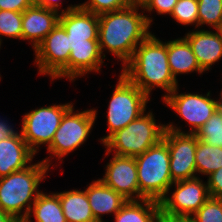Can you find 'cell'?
I'll use <instances>...</instances> for the list:
<instances>
[{
    "label": "cell",
    "instance_id": "obj_26",
    "mask_svg": "<svg viewBox=\"0 0 222 222\" xmlns=\"http://www.w3.org/2000/svg\"><path fill=\"white\" fill-rule=\"evenodd\" d=\"M195 134L204 143L222 147V114L216 110Z\"/></svg>",
    "mask_w": 222,
    "mask_h": 222
},
{
    "label": "cell",
    "instance_id": "obj_32",
    "mask_svg": "<svg viewBox=\"0 0 222 222\" xmlns=\"http://www.w3.org/2000/svg\"><path fill=\"white\" fill-rule=\"evenodd\" d=\"M207 180L209 196L222 199V167L211 173Z\"/></svg>",
    "mask_w": 222,
    "mask_h": 222
},
{
    "label": "cell",
    "instance_id": "obj_16",
    "mask_svg": "<svg viewBox=\"0 0 222 222\" xmlns=\"http://www.w3.org/2000/svg\"><path fill=\"white\" fill-rule=\"evenodd\" d=\"M184 38L188 41L196 60L203 71L210 67L222 57V39L217 30L208 31L199 29L188 32Z\"/></svg>",
    "mask_w": 222,
    "mask_h": 222
},
{
    "label": "cell",
    "instance_id": "obj_29",
    "mask_svg": "<svg viewBox=\"0 0 222 222\" xmlns=\"http://www.w3.org/2000/svg\"><path fill=\"white\" fill-rule=\"evenodd\" d=\"M190 219L194 222H222V199L209 197Z\"/></svg>",
    "mask_w": 222,
    "mask_h": 222
},
{
    "label": "cell",
    "instance_id": "obj_28",
    "mask_svg": "<svg viewBox=\"0 0 222 222\" xmlns=\"http://www.w3.org/2000/svg\"><path fill=\"white\" fill-rule=\"evenodd\" d=\"M170 15L179 24L195 23V27L198 28V0H178Z\"/></svg>",
    "mask_w": 222,
    "mask_h": 222
},
{
    "label": "cell",
    "instance_id": "obj_20",
    "mask_svg": "<svg viewBox=\"0 0 222 222\" xmlns=\"http://www.w3.org/2000/svg\"><path fill=\"white\" fill-rule=\"evenodd\" d=\"M167 55L169 68L175 80H177L176 76L178 74H187L194 71L202 74L204 72L184 37L167 42Z\"/></svg>",
    "mask_w": 222,
    "mask_h": 222
},
{
    "label": "cell",
    "instance_id": "obj_17",
    "mask_svg": "<svg viewBox=\"0 0 222 222\" xmlns=\"http://www.w3.org/2000/svg\"><path fill=\"white\" fill-rule=\"evenodd\" d=\"M35 153L29 148L21 133L0 141V178L27 168Z\"/></svg>",
    "mask_w": 222,
    "mask_h": 222
},
{
    "label": "cell",
    "instance_id": "obj_18",
    "mask_svg": "<svg viewBox=\"0 0 222 222\" xmlns=\"http://www.w3.org/2000/svg\"><path fill=\"white\" fill-rule=\"evenodd\" d=\"M85 190L96 222H104L101 215H115L128 201L100 179L93 181Z\"/></svg>",
    "mask_w": 222,
    "mask_h": 222
},
{
    "label": "cell",
    "instance_id": "obj_19",
    "mask_svg": "<svg viewBox=\"0 0 222 222\" xmlns=\"http://www.w3.org/2000/svg\"><path fill=\"white\" fill-rule=\"evenodd\" d=\"M103 56L99 45L73 46L69 55V80L75 81L89 72H100Z\"/></svg>",
    "mask_w": 222,
    "mask_h": 222
},
{
    "label": "cell",
    "instance_id": "obj_8",
    "mask_svg": "<svg viewBox=\"0 0 222 222\" xmlns=\"http://www.w3.org/2000/svg\"><path fill=\"white\" fill-rule=\"evenodd\" d=\"M72 105V103L53 104L36 108L22 117L20 133L35 154L38 153L40 145L46 144L48 147L51 144L63 115Z\"/></svg>",
    "mask_w": 222,
    "mask_h": 222
},
{
    "label": "cell",
    "instance_id": "obj_21",
    "mask_svg": "<svg viewBox=\"0 0 222 222\" xmlns=\"http://www.w3.org/2000/svg\"><path fill=\"white\" fill-rule=\"evenodd\" d=\"M67 222H96L85 191L57 193Z\"/></svg>",
    "mask_w": 222,
    "mask_h": 222
},
{
    "label": "cell",
    "instance_id": "obj_9",
    "mask_svg": "<svg viewBox=\"0 0 222 222\" xmlns=\"http://www.w3.org/2000/svg\"><path fill=\"white\" fill-rule=\"evenodd\" d=\"M69 36L58 23L35 49V63L40 75H49L52 80L69 79Z\"/></svg>",
    "mask_w": 222,
    "mask_h": 222
},
{
    "label": "cell",
    "instance_id": "obj_6",
    "mask_svg": "<svg viewBox=\"0 0 222 222\" xmlns=\"http://www.w3.org/2000/svg\"><path fill=\"white\" fill-rule=\"evenodd\" d=\"M149 97L120 73L118 84L112 93L107 112V136L100 138L102 144L116 131L125 128L146 111Z\"/></svg>",
    "mask_w": 222,
    "mask_h": 222
},
{
    "label": "cell",
    "instance_id": "obj_14",
    "mask_svg": "<svg viewBox=\"0 0 222 222\" xmlns=\"http://www.w3.org/2000/svg\"><path fill=\"white\" fill-rule=\"evenodd\" d=\"M59 24L69 36V47L80 45H99V15L77 8L60 13Z\"/></svg>",
    "mask_w": 222,
    "mask_h": 222
},
{
    "label": "cell",
    "instance_id": "obj_2",
    "mask_svg": "<svg viewBox=\"0 0 222 222\" xmlns=\"http://www.w3.org/2000/svg\"><path fill=\"white\" fill-rule=\"evenodd\" d=\"M121 72L148 97L155 87L166 92L162 98L178 87V80L174 79L169 68L167 42H162L152 33L136 47Z\"/></svg>",
    "mask_w": 222,
    "mask_h": 222
},
{
    "label": "cell",
    "instance_id": "obj_31",
    "mask_svg": "<svg viewBox=\"0 0 222 222\" xmlns=\"http://www.w3.org/2000/svg\"><path fill=\"white\" fill-rule=\"evenodd\" d=\"M178 0H147L142 5V10L151 12L156 10L158 15L171 14Z\"/></svg>",
    "mask_w": 222,
    "mask_h": 222
},
{
    "label": "cell",
    "instance_id": "obj_40",
    "mask_svg": "<svg viewBox=\"0 0 222 222\" xmlns=\"http://www.w3.org/2000/svg\"><path fill=\"white\" fill-rule=\"evenodd\" d=\"M216 30L219 32L221 39H222V23Z\"/></svg>",
    "mask_w": 222,
    "mask_h": 222
},
{
    "label": "cell",
    "instance_id": "obj_24",
    "mask_svg": "<svg viewBox=\"0 0 222 222\" xmlns=\"http://www.w3.org/2000/svg\"><path fill=\"white\" fill-rule=\"evenodd\" d=\"M195 164L197 173L206 176L222 167V147L213 146L198 140Z\"/></svg>",
    "mask_w": 222,
    "mask_h": 222
},
{
    "label": "cell",
    "instance_id": "obj_10",
    "mask_svg": "<svg viewBox=\"0 0 222 222\" xmlns=\"http://www.w3.org/2000/svg\"><path fill=\"white\" fill-rule=\"evenodd\" d=\"M163 139L170 152V174L172 181L196 178L195 153L198 143L196 134L185 133L173 123L165 125ZM196 173V174H195Z\"/></svg>",
    "mask_w": 222,
    "mask_h": 222
},
{
    "label": "cell",
    "instance_id": "obj_3",
    "mask_svg": "<svg viewBox=\"0 0 222 222\" xmlns=\"http://www.w3.org/2000/svg\"><path fill=\"white\" fill-rule=\"evenodd\" d=\"M50 161L49 157L45 158L23 170L0 178V208L18 222L26 219L41 192L38 186L46 179Z\"/></svg>",
    "mask_w": 222,
    "mask_h": 222
},
{
    "label": "cell",
    "instance_id": "obj_13",
    "mask_svg": "<svg viewBox=\"0 0 222 222\" xmlns=\"http://www.w3.org/2000/svg\"><path fill=\"white\" fill-rule=\"evenodd\" d=\"M102 180L126 200H139L137 166L134 157L113 155Z\"/></svg>",
    "mask_w": 222,
    "mask_h": 222
},
{
    "label": "cell",
    "instance_id": "obj_23",
    "mask_svg": "<svg viewBox=\"0 0 222 222\" xmlns=\"http://www.w3.org/2000/svg\"><path fill=\"white\" fill-rule=\"evenodd\" d=\"M32 213L36 222H67L57 193L41 191L23 222H32Z\"/></svg>",
    "mask_w": 222,
    "mask_h": 222
},
{
    "label": "cell",
    "instance_id": "obj_38",
    "mask_svg": "<svg viewBox=\"0 0 222 222\" xmlns=\"http://www.w3.org/2000/svg\"><path fill=\"white\" fill-rule=\"evenodd\" d=\"M220 100L218 99V100H216V110L220 113V114H222V93L220 94Z\"/></svg>",
    "mask_w": 222,
    "mask_h": 222
},
{
    "label": "cell",
    "instance_id": "obj_11",
    "mask_svg": "<svg viewBox=\"0 0 222 222\" xmlns=\"http://www.w3.org/2000/svg\"><path fill=\"white\" fill-rule=\"evenodd\" d=\"M174 184V185H173ZM176 189L160 201L162 215L174 218H190L210 197L207 184L200 177L174 182Z\"/></svg>",
    "mask_w": 222,
    "mask_h": 222
},
{
    "label": "cell",
    "instance_id": "obj_4",
    "mask_svg": "<svg viewBox=\"0 0 222 222\" xmlns=\"http://www.w3.org/2000/svg\"><path fill=\"white\" fill-rule=\"evenodd\" d=\"M135 158L139 185V200L151 199L160 202L168 195L174 183L170 174V152L162 139Z\"/></svg>",
    "mask_w": 222,
    "mask_h": 222
},
{
    "label": "cell",
    "instance_id": "obj_7",
    "mask_svg": "<svg viewBox=\"0 0 222 222\" xmlns=\"http://www.w3.org/2000/svg\"><path fill=\"white\" fill-rule=\"evenodd\" d=\"M72 105L63 115L60 126L54 134L48 153L58 160L76 150L88 139L97 118L96 109L75 113Z\"/></svg>",
    "mask_w": 222,
    "mask_h": 222
},
{
    "label": "cell",
    "instance_id": "obj_5",
    "mask_svg": "<svg viewBox=\"0 0 222 222\" xmlns=\"http://www.w3.org/2000/svg\"><path fill=\"white\" fill-rule=\"evenodd\" d=\"M155 120L152 112H144L125 128L116 131L103 143L105 155L114 151L115 155L136 157L159 143L166 127L161 123L156 124Z\"/></svg>",
    "mask_w": 222,
    "mask_h": 222
},
{
    "label": "cell",
    "instance_id": "obj_25",
    "mask_svg": "<svg viewBox=\"0 0 222 222\" xmlns=\"http://www.w3.org/2000/svg\"><path fill=\"white\" fill-rule=\"evenodd\" d=\"M198 23L216 30L222 23V0H198Z\"/></svg>",
    "mask_w": 222,
    "mask_h": 222
},
{
    "label": "cell",
    "instance_id": "obj_15",
    "mask_svg": "<svg viewBox=\"0 0 222 222\" xmlns=\"http://www.w3.org/2000/svg\"><path fill=\"white\" fill-rule=\"evenodd\" d=\"M60 13L35 4L22 12V40H30L33 50L59 23Z\"/></svg>",
    "mask_w": 222,
    "mask_h": 222
},
{
    "label": "cell",
    "instance_id": "obj_33",
    "mask_svg": "<svg viewBox=\"0 0 222 222\" xmlns=\"http://www.w3.org/2000/svg\"><path fill=\"white\" fill-rule=\"evenodd\" d=\"M34 4V0H0V10L23 12Z\"/></svg>",
    "mask_w": 222,
    "mask_h": 222
},
{
    "label": "cell",
    "instance_id": "obj_1",
    "mask_svg": "<svg viewBox=\"0 0 222 222\" xmlns=\"http://www.w3.org/2000/svg\"><path fill=\"white\" fill-rule=\"evenodd\" d=\"M138 6L132 4L123 9L99 14L98 42L101 54L111 52L122 61L124 67L131 59L136 47L150 34L149 27L153 19L138 12Z\"/></svg>",
    "mask_w": 222,
    "mask_h": 222
},
{
    "label": "cell",
    "instance_id": "obj_35",
    "mask_svg": "<svg viewBox=\"0 0 222 222\" xmlns=\"http://www.w3.org/2000/svg\"><path fill=\"white\" fill-rule=\"evenodd\" d=\"M5 122V120L0 119V141L11 136L18 134V131H15L12 125Z\"/></svg>",
    "mask_w": 222,
    "mask_h": 222
},
{
    "label": "cell",
    "instance_id": "obj_37",
    "mask_svg": "<svg viewBox=\"0 0 222 222\" xmlns=\"http://www.w3.org/2000/svg\"><path fill=\"white\" fill-rule=\"evenodd\" d=\"M0 222H18V221L0 208Z\"/></svg>",
    "mask_w": 222,
    "mask_h": 222
},
{
    "label": "cell",
    "instance_id": "obj_30",
    "mask_svg": "<svg viewBox=\"0 0 222 222\" xmlns=\"http://www.w3.org/2000/svg\"><path fill=\"white\" fill-rule=\"evenodd\" d=\"M134 4L133 0H87L78 4L82 9L94 14L116 11Z\"/></svg>",
    "mask_w": 222,
    "mask_h": 222
},
{
    "label": "cell",
    "instance_id": "obj_36",
    "mask_svg": "<svg viewBox=\"0 0 222 222\" xmlns=\"http://www.w3.org/2000/svg\"><path fill=\"white\" fill-rule=\"evenodd\" d=\"M159 222H194L190 218H174L162 215L160 213Z\"/></svg>",
    "mask_w": 222,
    "mask_h": 222
},
{
    "label": "cell",
    "instance_id": "obj_39",
    "mask_svg": "<svg viewBox=\"0 0 222 222\" xmlns=\"http://www.w3.org/2000/svg\"><path fill=\"white\" fill-rule=\"evenodd\" d=\"M147 0H133V3L138 6H142Z\"/></svg>",
    "mask_w": 222,
    "mask_h": 222
},
{
    "label": "cell",
    "instance_id": "obj_27",
    "mask_svg": "<svg viewBox=\"0 0 222 222\" xmlns=\"http://www.w3.org/2000/svg\"><path fill=\"white\" fill-rule=\"evenodd\" d=\"M1 35L22 40V12L0 10V46Z\"/></svg>",
    "mask_w": 222,
    "mask_h": 222
},
{
    "label": "cell",
    "instance_id": "obj_34",
    "mask_svg": "<svg viewBox=\"0 0 222 222\" xmlns=\"http://www.w3.org/2000/svg\"><path fill=\"white\" fill-rule=\"evenodd\" d=\"M60 2L61 1H58V0H34V4L39 6V7H42V8H46V9H49V10H53V11H56V12H60V13H64L66 12L67 10L68 11H71L75 8H77L79 5H72V6H68L67 9H61L59 10L60 7ZM59 10V11H58Z\"/></svg>",
    "mask_w": 222,
    "mask_h": 222
},
{
    "label": "cell",
    "instance_id": "obj_22",
    "mask_svg": "<svg viewBox=\"0 0 222 222\" xmlns=\"http://www.w3.org/2000/svg\"><path fill=\"white\" fill-rule=\"evenodd\" d=\"M160 202L151 199L128 200L114 215L115 222H159Z\"/></svg>",
    "mask_w": 222,
    "mask_h": 222
},
{
    "label": "cell",
    "instance_id": "obj_12",
    "mask_svg": "<svg viewBox=\"0 0 222 222\" xmlns=\"http://www.w3.org/2000/svg\"><path fill=\"white\" fill-rule=\"evenodd\" d=\"M178 87L162 100L192 127L186 133L195 134L216 111V100L195 93L178 94Z\"/></svg>",
    "mask_w": 222,
    "mask_h": 222
}]
</instances>
